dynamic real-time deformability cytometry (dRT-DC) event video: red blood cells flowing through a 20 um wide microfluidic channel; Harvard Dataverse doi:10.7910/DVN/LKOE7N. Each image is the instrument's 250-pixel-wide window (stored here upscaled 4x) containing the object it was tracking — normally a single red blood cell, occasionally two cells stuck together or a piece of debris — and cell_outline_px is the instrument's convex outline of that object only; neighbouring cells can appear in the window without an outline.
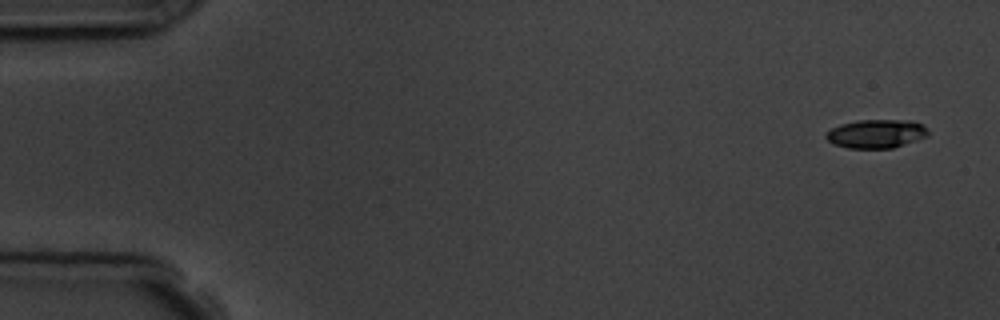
{"species": "common noctule bat (a hibernating species)", "species_latin": "Nyctalus noctula", "temperature_condition": "room temperature", "stored_images_in_passage": 5, "segment_of_instrument_passage": [1, 2], "camera_frame_rate_fps": 3000, "um_per_image_px": 0.085, "animal": {"sex": "male", "body_mass_g": 19.5, "forearm_length_mm": 54.6}, "frame": {"image": 1, "passage_image": 1, "time_ms": 0.0, "image_size_px": [1000, 320], "cell_outline_px": [[928, 136], [892, 148], [848, 148], [832, 144], [824, 136], [824, 132], [840, 124], [860, 120], [908, 120], [920, 124], [928, 128]], "centroid_in_image_um": [74.44, 11.37], "position_along_channel_um": 10.6, "area_um2": 17.05}}
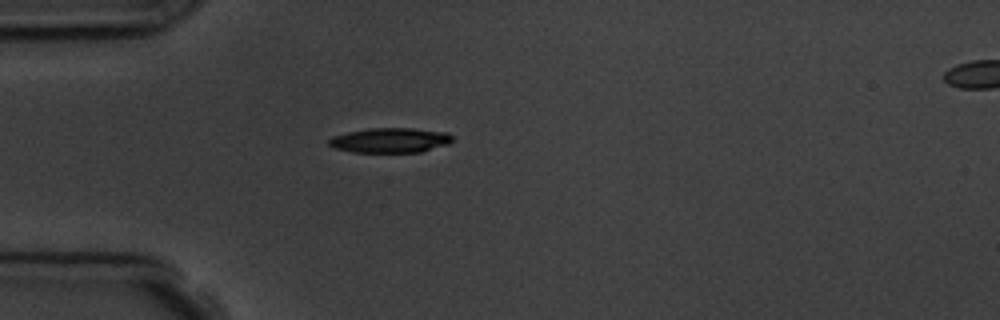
{"frame": {"image": 2, "passage_image": 4, "time_ms": 4.333, "image_size_px": [1000, 320], "cell_outline_px": [[452, 140], [448, 144], [420, 152], [352, 152], [332, 148], [328, 144], [328, 140], [332, 136], [348, 132], [368, 128], [412, 128], [448, 132], [452, 136]], "centroid_in_image_um": [33.14, 11.92], "position_along_channel_um": 51.9, "area_um2": 17.98}}